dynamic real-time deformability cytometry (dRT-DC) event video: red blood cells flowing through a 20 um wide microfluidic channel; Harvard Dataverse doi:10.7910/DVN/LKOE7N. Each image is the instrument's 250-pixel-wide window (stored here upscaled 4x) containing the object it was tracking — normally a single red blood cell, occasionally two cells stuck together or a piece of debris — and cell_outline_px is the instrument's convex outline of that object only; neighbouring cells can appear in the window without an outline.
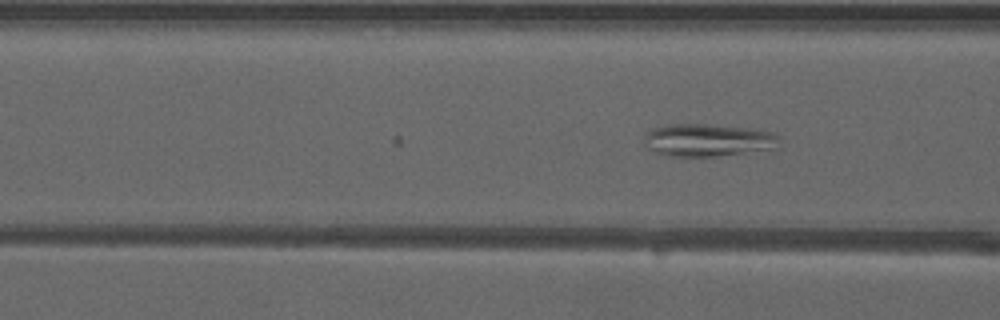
{"species": "common noctule bat (a hibernating species)", "species_latin": "Nyctalus noctula", "temperature_condition": "warm", "stored_images_in_passage": 14, "camera_frame_rate_fps": 3000, "um_per_image_px": 0.085, "animal": {"sex": "male", "forearm_length_mm": 52.5}, "frame": {"image": 1, "passage_image": 14, "time_ms": 4.333, "image_size_px": [1000, 320], "cell_outline_px": [[780, 148], [716, 156], [668, 156], [644, 148], [644, 140], [648, 132], [652, 128], [668, 124], [704, 124], [740, 128], [772, 132], [780, 136]], "centroid_in_image_um": [60.16, 11.92], "position_along_channel_um": 106.4, "area_um2": 25.66}}